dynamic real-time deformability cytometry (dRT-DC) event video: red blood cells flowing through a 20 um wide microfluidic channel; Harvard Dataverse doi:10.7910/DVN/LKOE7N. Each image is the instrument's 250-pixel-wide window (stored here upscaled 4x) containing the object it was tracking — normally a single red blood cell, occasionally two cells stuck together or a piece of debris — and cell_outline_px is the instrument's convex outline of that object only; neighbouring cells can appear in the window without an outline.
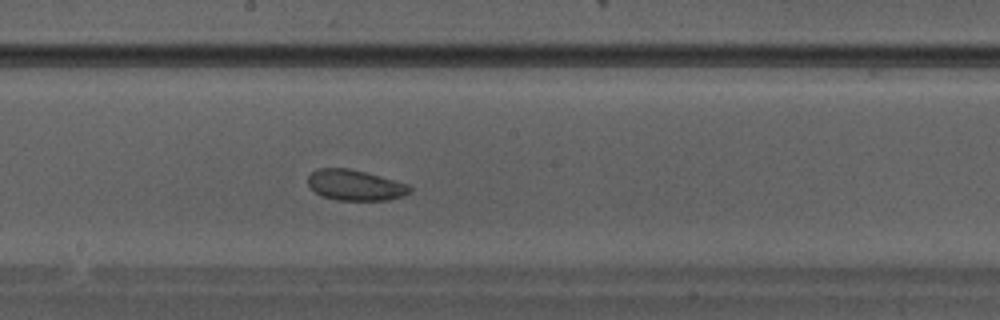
{"species": "Egyptian fruit bat (a non-hibernating species)", "species_latin": "Rousettus aegyptiacus", "temperature_condition": "warm", "stored_images_in_passage": 24, "camera_frame_rate_fps": 3000, "um_per_image_px": 0.085, "animal": {"sex": "male"}, "frame": {"image": 1, "passage_image": 14, "time_ms": 4.333, "image_size_px": [1000, 320], "cell_outline_px": [[412, 192], [404, 196], [388, 200], [336, 200], [320, 196], [308, 184], [308, 176], [316, 168], [348, 168], [396, 180], [408, 184], [412, 188]], "centroid_in_image_um": [30.21, 15.74], "position_along_channel_um": 218.0, "area_um2": 18.32}}